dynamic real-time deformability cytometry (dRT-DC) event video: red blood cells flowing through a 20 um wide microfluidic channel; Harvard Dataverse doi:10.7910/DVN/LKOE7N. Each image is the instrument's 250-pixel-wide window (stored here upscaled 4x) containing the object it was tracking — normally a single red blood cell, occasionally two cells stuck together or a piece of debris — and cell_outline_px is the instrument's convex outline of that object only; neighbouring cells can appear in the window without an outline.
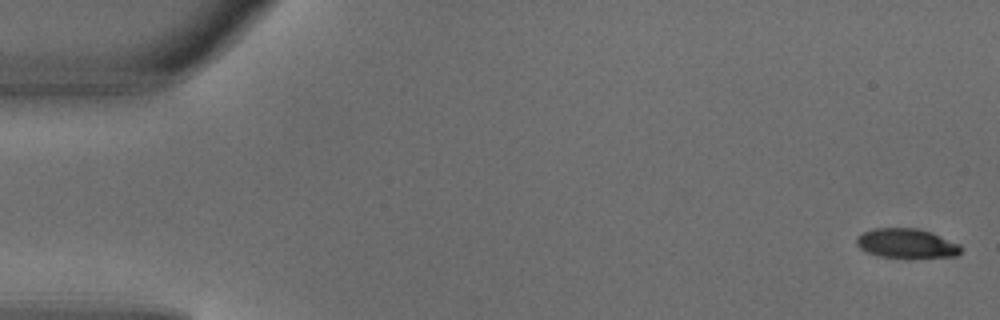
{"species": "common noctule bat (a hibernating species)", "species_latin": "Nyctalus noctula", "temperature_condition": "warm", "stored_images_in_passage": 7, "camera_frame_rate_fps": 3000, "um_per_image_px": 0.085, "animal": {"sex": "male", "body_mass_g": 18.8}, "frame": {"image": 1, "passage_image": 1, "time_ms": 0.0, "image_size_px": [1000, 320], "cell_outline_px": [[960, 252], [956, 256], [908, 260], [880, 256], [868, 252], [860, 248], [856, 244], [856, 236], [864, 232], [876, 228], [920, 228], [932, 232], [960, 244]], "centroid_in_image_um": [77.08, 20.72], "position_along_channel_um": 7.9, "area_um2": 18.55}}
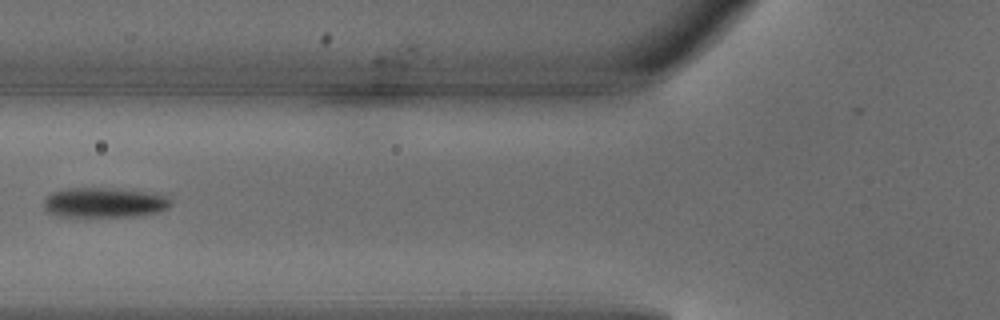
{"frame": {"image": 2, "passage_image": 6, "time_ms": 1.667, "image_size_px": [1000, 320], "cell_outline_px": [[172, 204], [168, 208], [156, 212], [132, 216], [56, 216], [48, 212], [44, 208], [44, 200], [52, 192], [64, 188], [104, 188], [156, 192], [168, 196], [172, 200]], "centroid_in_image_um": [8.89, 17.2], "position_along_channel_um": 116.9, "area_um2": 22.25}}
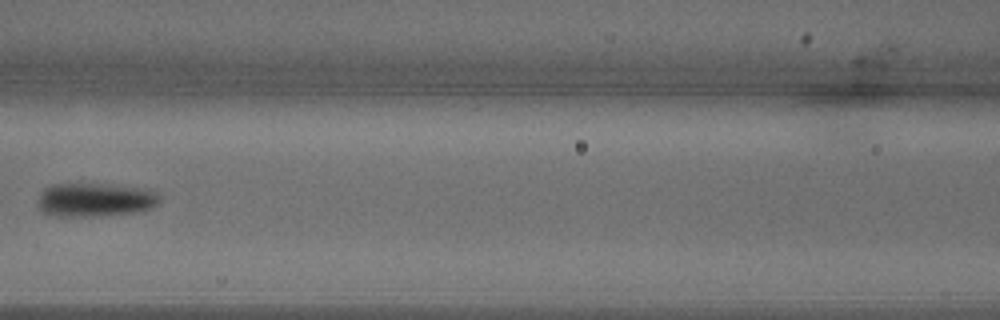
{"frame": {"image": 3, "passage_image": 7, "time_ms": 2.0, "image_size_px": [1000, 320], "cell_outline_px": [[160, 200], [152, 208], [136, 212], [96, 216], [52, 216], [44, 212], [36, 204], [36, 200], [40, 192], [44, 188], [52, 184], [100, 184], [140, 188], [156, 192], [160, 196]], "centroid_in_image_um": [8.02, 16.99], "position_along_channel_um": 158.6, "area_um2": 23.93}}